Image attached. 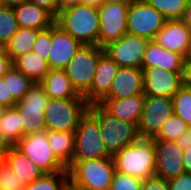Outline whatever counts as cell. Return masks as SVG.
I'll list each match as a JSON object with an SVG mask.
<instances>
[{
  "label": "cell",
  "instance_id": "obj_24",
  "mask_svg": "<svg viewBox=\"0 0 191 190\" xmlns=\"http://www.w3.org/2000/svg\"><path fill=\"white\" fill-rule=\"evenodd\" d=\"M6 163L25 185L46 174L15 145L10 147Z\"/></svg>",
  "mask_w": 191,
  "mask_h": 190
},
{
  "label": "cell",
  "instance_id": "obj_26",
  "mask_svg": "<svg viewBox=\"0 0 191 190\" xmlns=\"http://www.w3.org/2000/svg\"><path fill=\"white\" fill-rule=\"evenodd\" d=\"M47 140L56 157L68 167L73 159L75 132L47 130Z\"/></svg>",
  "mask_w": 191,
  "mask_h": 190
},
{
  "label": "cell",
  "instance_id": "obj_43",
  "mask_svg": "<svg viewBox=\"0 0 191 190\" xmlns=\"http://www.w3.org/2000/svg\"><path fill=\"white\" fill-rule=\"evenodd\" d=\"M0 108H8L7 80L0 77Z\"/></svg>",
  "mask_w": 191,
  "mask_h": 190
},
{
  "label": "cell",
  "instance_id": "obj_28",
  "mask_svg": "<svg viewBox=\"0 0 191 190\" xmlns=\"http://www.w3.org/2000/svg\"><path fill=\"white\" fill-rule=\"evenodd\" d=\"M40 31L38 29L19 28L7 43V54L12 61L32 51L34 42Z\"/></svg>",
  "mask_w": 191,
  "mask_h": 190
},
{
  "label": "cell",
  "instance_id": "obj_15",
  "mask_svg": "<svg viewBox=\"0 0 191 190\" xmlns=\"http://www.w3.org/2000/svg\"><path fill=\"white\" fill-rule=\"evenodd\" d=\"M181 87V73L158 67L143 70V92L145 96L172 98Z\"/></svg>",
  "mask_w": 191,
  "mask_h": 190
},
{
  "label": "cell",
  "instance_id": "obj_4",
  "mask_svg": "<svg viewBox=\"0 0 191 190\" xmlns=\"http://www.w3.org/2000/svg\"><path fill=\"white\" fill-rule=\"evenodd\" d=\"M88 110L98 119L104 147L111 156L141 138L138 124L113 117L99 104L89 106Z\"/></svg>",
  "mask_w": 191,
  "mask_h": 190
},
{
  "label": "cell",
  "instance_id": "obj_38",
  "mask_svg": "<svg viewBox=\"0 0 191 190\" xmlns=\"http://www.w3.org/2000/svg\"><path fill=\"white\" fill-rule=\"evenodd\" d=\"M142 190H170L168 181L157 175L142 181Z\"/></svg>",
  "mask_w": 191,
  "mask_h": 190
},
{
  "label": "cell",
  "instance_id": "obj_31",
  "mask_svg": "<svg viewBox=\"0 0 191 190\" xmlns=\"http://www.w3.org/2000/svg\"><path fill=\"white\" fill-rule=\"evenodd\" d=\"M166 20H181L188 0H145Z\"/></svg>",
  "mask_w": 191,
  "mask_h": 190
},
{
  "label": "cell",
  "instance_id": "obj_33",
  "mask_svg": "<svg viewBox=\"0 0 191 190\" xmlns=\"http://www.w3.org/2000/svg\"><path fill=\"white\" fill-rule=\"evenodd\" d=\"M189 126L177 115L173 114L163 125L159 133L152 138L153 140L175 141Z\"/></svg>",
  "mask_w": 191,
  "mask_h": 190
},
{
  "label": "cell",
  "instance_id": "obj_48",
  "mask_svg": "<svg viewBox=\"0 0 191 190\" xmlns=\"http://www.w3.org/2000/svg\"><path fill=\"white\" fill-rule=\"evenodd\" d=\"M181 20L191 29V0H188Z\"/></svg>",
  "mask_w": 191,
  "mask_h": 190
},
{
  "label": "cell",
  "instance_id": "obj_23",
  "mask_svg": "<svg viewBox=\"0 0 191 190\" xmlns=\"http://www.w3.org/2000/svg\"><path fill=\"white\" fill-rule=\"evenodd\" d=\"M49 98L84 99L72 86L64 69H51L39 83Z\"/></svg>",
  "mask_w": 191,
  "mask_h": 190
},
{
  "label": "cell",
  "instance_id": "obj_45",
  "mask_svg": "<svg viewBox=\"0 0 191 190\" xmlns=\"http://www.w3.org/2000/svg\"><path fill=\"white\" fill-rule=\"evenodd\" d=\"M12 66L13 61L9 56H0V77H3Z\"/></svg>",
  "mask_w": 191,
  "mask_h": 190
},
{
  "label": "cell",
  "instance_id": "obj_21",
  "mask_svg": "<svg viewBox=\"0 0 191 190\" xmlns=\"http://www.w3.org/2000/svg\"><path fill=\"white\" fill-rule=\"evenodd\" d=\"M144 94L122 99H104L99 105L110 115L120 120L138 124L143 108Z\"/></svg>",
  "mask_w": 191,
  "mask_h": 190
},
{
  "label": "cell",
  "instance_id": "obj_35",
  "mask_svg": "<svg viewBox=\"0 0 191 190\" xmlns=\"http://www.w3.org/2000/svg\"><path fill=\"white\" fill-rule=\"evenodd\" d=\"M26 185L16 173L7 165L0 164V189L1 190H23Z\"/></svg>",
  "mask_w": 191,
  "mask_h": 190
},
{
  "label": "cell",
  "instance_id": "obj_25",
  "mask_svg": "<svg viewBox=\"0 0 191 190\" xmlns=\"http://www.w3.org/2000/svg\"><path fill=\"white\" fill-rule=\"evenodd\" d=\"M13 65L34 83H40L51 70L48 61L32 51L16 58Z\"/></svg>",
  "mask_w": 191,
  "mask_h": 190
},
{
  "label": "cell",
  "instance_id": "obj_47",
  "mask_svg": "<svg viewBox=\"0 0 191 190\" xmlns=\"http://www.w3.org/2000/svg\"><path fill=\"white\" fill-rule=\"evenodd\" d=\"M79 4L81 0H58V12Z\"/></svg>",
  "mask_w": 191,
  "mask_h": 190
},
{
  "label": "cell",
  "instance_id": "obj_39",
  "mask_svg": "<svg viewBox=\"0 0 191 190\" xmlns=\"http://www.w3.org/2000/svg\"><path fill=\"white\" fill-rule=\"evenodd\" d=\"M170 190H191V173L184 172L176 178L168 180Z\"/></svg>",
  "mask_w": 191,
  "mask_h": 190
},
{
  "label": "cell",
  "instance_id": "obj_12",
  "mask_svg": "<svg viewBox=\"0 0 191 190\" xmlns=\"http://www.w3.org/2000/svg\"><path fill=\"white\" fill-rule=\"evenodd\" d=\"M149 40L138 35L126 33L118 40L104 46V53L120 67L140 68L145 48Z\"/></svg>",
  "mask_w": 191,
  "mask_h": 190
},
{
  "label": "cell",
  "instance_id": "obj_8",
  "mask_svg": "<svg viewBox=\"0 0 191 190\" xmlns=\"http://www.w3.org/2000/svg\"><path fill=\"white\" fill-rule=\"evenodd\" d=\"M49 97L45 89L35 83L23 98L16 103L20 112L21 129L24 136L46 130L44 111Z\"/></svg>",
  "mask_w": 191,
  "mask_h": 190
},
{
  "label": "cell",
  "instance_id": "obj_29",
  "mask_svg": "<svg viewBox=\"0 0 191 190\" xmlns=\"http://www.w3.org/2000/svg\"><path fill=\"white\" fill-rule=\"evenodd\" d=\"M2 133L3 139L15 145L24 135L21 129L20 112L16 106L2 108Z\"/></svg>",
  "mask_w": 191,
  "mask_h": 190
},
{
  "label": "cell",
  "instance_id": "obj_34",
  "mask_svg": "<svg viewBox=\"0 0 191 190\" xmlns=\"http://www.w3.org/2000/svg\"><path fill=\"white\" fill-rule=\"evenodd\" d=\"M18 30L13 8L0 6V40L7 44Z\"/></svg>",
  "mask_w": 191,
  "mask_h": 190
},
{
  "label": "cell",
  "instance_id": "obj_40",
  "mask_svg": "<svg viewBox=\"0 0 191 190\" xmlns=\"http://www.w3.org/2000/svg\"><path fill=\"white\" fill-rule=\"evenodd\" d=\"M28 2L46 8L55 17L58 15V0H28Z\"/></svg>",
  "mask_w": 191,
  "mask_h": 190
},
{
  "label": "cell",
  "instance_id": "obj_14",
  "mask_svg": "<svg viewBox=\"0 0 191 190\" xmlns=\"http://www.w3.org/2000/svg\"><path fill=\"white\" fill-rule=\"evenodd\" d=\"M155 175L170 180L184 173L183 150L175 141L154 140Z\"/></svg>",
  "mask_w": 191,
  "mask_h": 190
},
{
  "label": "cell",
  "instance_id": "obj_50",
  "mask_svg": "<svg viewBox=\"0 0 191 190\" xmlns=\"http://www.w3.org/2000/svg\"><path fill=\"white\" fill-rule=\"evenodd\" d=\"M135 0H101V4L102 3H121V4H124V5H130L134 2Z\"/></svg>",
  "mask_w": 191,
  "mask_h": 190
},
{
  "label": "cell",
  "instance_id": "obj_5",
  "mask_svg": "<svg viewBox=\"0 0 191 190\" xmlns=\"http://www.w3.org/2000/svg\"><path fill=\"white\" fill-rule=\"evenodd\" d=\"M112 157L105 149L98 119L89 111L80 118L75 130L72 161Z\"/></svg>",
  "mask_w": 191,
  "mask_h": 190
},
{
  "label": "cell",
  "instance_id": "obj_32",
  "mask_svg": "<svg viewBox=\"0 0 191 190\" xmlns=\"http://www.w3.org/2000/svg\"><path fill=\"white\" fill-rule=\"evenodd\" d=\"M174 114L191 127V89L181 87L172 97Z\"/></svg>",
  "mask_w": 191,
  "mask_h": 190
},
{
  "label": "cell",
  "instance_id": "obj_54",
  "mask_svg": "<svg viewBox=\"0 0 191 190\" xmlns=\"http://www.w3.org/2000/svg\"><path fill=\"white\" fill-rule=\"evenodd\" d=\"M2 109L0 110V138H3V133H2V127H1V123H2Z\"/></svg>",
  "mask_w": 191,
  "mask_h": 190
},
{
  "label": "cell",
  "instance_id": "obj_46",
  "mask_svg": "<svg viewBox=\"0 0 191 190\" xmlns=\"http://www.w3.org/2000/svg\"><path fill=\"white\" fill-rule=\"evenodd\" d=\"M184 172L191 173V147L183 151Z\"/></svg>",
  "mask_w": 191,
  "mask_h": 190
},
{
  "label": "cell",
  "instance_id": "obj_18",
  "mask_svg": "<svg viewBox=\"0 0 191 190\" xmlns=\"http://www.w3.org/2000/svg\"><path fill=\"white\" fill-rule=\"evenodd\" d=\"M153 41L186 57L191 45V29L182 20H166Z\"/></svg>",
  "mask_w": 191,
  "mask_h": 190
},
{
  "label": "cell",
  "instance_id": "obj_6",
  "mask_svg": "<svg viewBox=\"0 0 191 190\" xmlns=\"http://www.w3.org/2000/svg\"><path fill=\"white\" fill-rule=\"evenodd\" d=\"M88 107L85 99L49 98L44 111L46 130L75 132Z\"/></svg>",
  "mask_w": 191,
  "mask_h": 190
},
{
  "label": "cell",
  "instance_id": "obj_36",
  "mask_svg": "<svg viewBox=\"0 0 191 190\" xmlns=\"http://www.w3.org/2000/svg\"><path fill=\"white\" fill-rule=\"evenodd\" d=\"M142 179L116 171L109 190H142Z\"/></svg>",
  "mask_w": 191,
  "mask_h": 190
},
{
  "label": "cell",
  "instance_id": "obj_3",
  "mask_svg": "<svg viewBox=\"0 0 191 190\" xmlns=\"http://www.w3.org/2000/svg\"><path fill=\"white\" fill-rule=\"evenodd\" d=\"M67 171L69 183L80 190H109L116 172L112 157L72 161Z\"/></svg>",
  "mask_w": 191,
  "mask_h": 190
},
{
  "label": "cell",
  "instance_id": "obj_20",
  "mask_svg": "<svg viewBox=\"0 0 191 190\" xmlns=\"http://www.w3.org/2000/svg\"><path fill=\"white\" fill-rule=\"evenodd\" d=\"M143 92V70L134 67H120L115 76L109 95L105 99H122Z\"/></svg>",
  "mask_w": 191,
  "mask_h": 190
},
{
  "label": "cell",
  "instance_id": "obj_37",
  "mask_svg": "<svg viewBox=\"0 0 191 190\" xmlns=\"http://www.w3.org/2000/svg\"><path fill=\"white\" fill-rule=\"evenodd\" d=\"M52 43V26L38 33L32 52L41 56L42 59L48 61Z\"/></svg>",
  "mask_w": 191,
  "mask_h": 190
},
{
  "label": "cell",
  "instance_id": "obj_49",
  "mask_svg": "<svg viewBox=\"0 0 191 190\" xmlns=\"http://www.w3.org/2000/svg\"><path fill=\"white\" fill-rule=\"evenodd\" d=\"M27 1L28 0H0V6L13 8Z\"/></svg>",
  "mask_w": 191,
  "mask_h": 190
},
{
  "label": "cell",
  "instance_id": "obj_44",
  "mask_svg": "<svg viewBox=\"0 0 191 190\" xmlns=\"http://www.w3.org/2000/svg\"><path fill=\"white\" fill-rule=\"evenodd\" d=\"M12 145L5 139L0 138V164L6 162L9 149Z\"/></svg>",
  "mask_w": 191,
  "mask_h": 190
},
{
  "label": "cell",
  "instance_id": "obj_7",
  "mask_svg": "<svg viewBox=\"0 0 191 190\" xmlns=\"http://www.w3.org/2000/svg\"><path fill=\"white\" fill-rule=\"evenodd\" d=\"M103 53L104 48L99 45H83L65 67L64 70L79 95L84 96L91 88L98 60Z\"/></svg>",
  "mask_w": 191,
  "mask_h": 190
},
{
  "label": "cell",
  "instance_id": "obj_30",
  "mask_svg": "<svg viewBox=\"0 0 191 190\" xmlns=\"http://www.w3.org/2000/svg\"><path fill=\"white\" fill-rule=\"evenodd\" d=\"M68 183V171H59L45 174L41 178L27 184L23 190H64Z\"/></svg>",
  "mask_w": 191,
  "mask_h": 190
},
{
  "label": "cell",
  "instance_id": "obj_19",
  "mask_svg": "<svg viewBox=\"0 0 191 190\" xmlns=\"http://www.w3.org/2000/svg\"><path fill=\"white\" fill-rule=\"evenodd\" d=\"M185 59L184 55L167 50L155 41L149 40L145 48L141 69L158 67L181 73Z\"/></svg>",
  "mask_w": 191,
  "mask_h": 190
},
{
  "label": "cell",
  "instance_id": "obj_2",
  "mask_svg": "<svg viewBox=\"0 0 191 190\" xmlns=\"http://www.w3.org/2000/svg\"><path fill=\"white\" fill-rule=\"evenodd\" d=\"M115 170L142 180L154 176L156 157L154 140L140 138L125 146L113 156Z\"/></svg>",
  "mask_w": 191,
  "mask_h": 190
},
{
  "label": "cell",
  "instance_id": "obj_42",
  "mask_svg": "<svg viewBox=\"0 0 191 190\" xmlns=\"http://www.w3.org/2000/svg\"><path fill=\"white\" fill-rule=\"evenodd\" d=\"M179 147L184 151L191 147V127L182 133V135L175 140Z\"/></svg>",
  "mask_w": 191,
  "mask_h": 190
},
{
  "label": "cell",
  "instance_id": "obj_22",
  "mask_svg": "<svg viewBox=\"0 0 191 190\" xmlns=\"http://www.w3.org/2000/svg\"><path fill=\"white\" fill-rule=\"evenodd\" d=\"M19 28L45 30L55 23V16L46 8L30 2L13 7Z\"/></svg>",
  "mask_w": 191,
  "mask_h": 190
},
{
  "label": "cell",
  "instance_id": "obj_27",
  "mask_svg": "<svg viewBox=\"0 0 191 190\" xmlns=\"http://www.w3.org/2000/svg\"><path fill=\"white\" fill-rule=\"evenodd\" d=\"M7 80L8 108L14 107L35 84L14 65L2 77Z\"/></svg>",
  "mask_w": 191,
  "mask_h": 190
},
{
  "label": "cell",
  "instance_id": "obj_16",
  "mask_svg": "<svg viewBox=\"0 0 191 190\" xmlns=\"http://www.w3.org/2000/svg\"><path fill=\"white\" fill-rule=\"evenodd\" d=\"M119 68L105 53L100 56L91 88L83 96L89 106L100 104L109 95Z\"/></svg>",
  "mask_w": 191,
  "mask_h": 190
},
{
  "label": "cell",
  "instance_id": "obj_9",
  "mask_svg": "<svg viewBox=\"0 0 191 190\" xmlns=\"http://www.w3.org/2000/svg\"><path fill=\"white\" fill-rule=\"evenodd\" d=\"M15 146L46 174L67 171V167L56 157L49 146L47 130L23 136Z\"/></svg>",
  "mask_w": 191,
  "mask_h": 190
},
{
  "label": "cell",
  "instance_id": "obj_1",
  "mask_svg": "<svg viewBox=\"0 0 191 190\" xmlns=\"http://www.w3.org/2000/svg\"><path fill=\"white\" fill-rule=\"evenodd\" d=\"M55 23L82 45H98L100 33L98 7L75 5L59 11Z\"/></svg>",
  "mask_w": 191,
  "mask_h": 190
},
{
  "label": "cell",
  "instance_id": "obj_10",
  "mask_svg": "<svg viewBox=\"0 0 191 190\" xmlns=\"http://www.w3.org/2000/svg\"><path fill=\"white\" fill-rule=\"evenodd\" d=\"M166 19L145 0H135L128 7L127 33L153 40Z\"/></svg>",
  "mask_w": 191,
  "mask_h": 190
},
{
  "label": "cell",
  "instance_id": "obj_41",
  "mask_svg": "<svg viewBox=\"0 0 191 190\" xmlns=\"http://www.w3.org/2000/svg\"><path fill=\"white\" fill-rule=\"evenodd\" d=\"M181 85L191 89V61L185 60L184 67L181 72Z\"/></svg>",
  "mask_w": 191,
  "mask_h": 190
},
{
  "label": "cell",
  "instance_id": "obj_52",
  "mask_svg": "<svg viewBox=\"0 0 191 190\" xmlns=\"http://www.w3.org/2000/svg\"><path fill=\"white\" fill-rule=\"evenodd\" d=\"M0 56H8L7 44L2 40H0Z\"/></svg>",
  "mask_w": 191,
  "mask_h": 190
},
{
  "label": "cell",
  "instance_id": "obj_11",
  "mask_svg": "<svg viewBox=\"0 0 191 190\" xmlns=\"http://www.w3.org/2000/svg\"><path fill=\"white\" fill-rule=\"evenodd\" d=\"M173 114L172 98L145 96L144 108L138 123L140 137L154 138Z\"/></svg>",
  "mask_w": 191,
  "mask_h": 190
},
{
  "label": "cell",
  "instance_id": "obj_13",
  "mask_svg": "<svg viewBox=\"0 0 191 190\" xmlns=\"http://www.w3.org/2000/svg\"><path fill=\"white\" fill-rule=\"evenodd\" d=\"M129 5L121 3H102L98 7L100 33L98 45L106 46L127 33V15Z\"/></svg>",
  "mask_w": 191,
  "mask_h": 190
},
{
  "label": "cell",
  "instance_id": "obj_51",
  "mask_svg": "<svg viewBox=\"0 0 191 190\" xmlns=\"http://www.w3.org/2000/svg\"><path fill=\"white\" fill-rule=\"evenodd\" d=\"M81 4L99 7L101 0H81Z\"/></svg>",
  "mask_w": 191,
  "mask_h": 190
},
{
  "label": "cell",
  "instance_id": "obj_53",
  "mask_svg": "<svg viewBox=\"0 0 191 190\" xmlns=\"http://www.w3.org/2000/svg\"><path fill=\"white\" fill-rule=\"evenodd\" d=\"M64 190H80V189H78V188L74 187L73 185H71L70 183H68L65 186Z\"/></svg>",
  "mask_w": 191,
  "mask_h": 190
},
{
  "label": "cell",
  "instance_id": "obj_17",
  "mask_svg": "<svg viewBox=\"0 0 191 190\" xmlns=\"http://www.w3.org/2000/svg\"><path fill=\"white\" fill-rule=\"evenodd\" d=\"M83 45L59 25H52L51 51L48 64L51 69H65L73 56Z\"/></svg>",
  "mask_w": 191,
  "mask_h": 190
},
{
  "label": "cell",
  "instance_id": "obj_55",
  "mask_svg": "<svg viewBox=\"0 0 191 190\" xmlns=\"http://www.w3.org/2000/svg\"><path fill=\"white\" fill-rule=\"evenodd\" d=\"M185 60H189V61H191V45H190V48H189V51H188V54H187Z\"/></svg>",
  "mask_w": 191,
  "mask_h": 190
}]
</instances>
